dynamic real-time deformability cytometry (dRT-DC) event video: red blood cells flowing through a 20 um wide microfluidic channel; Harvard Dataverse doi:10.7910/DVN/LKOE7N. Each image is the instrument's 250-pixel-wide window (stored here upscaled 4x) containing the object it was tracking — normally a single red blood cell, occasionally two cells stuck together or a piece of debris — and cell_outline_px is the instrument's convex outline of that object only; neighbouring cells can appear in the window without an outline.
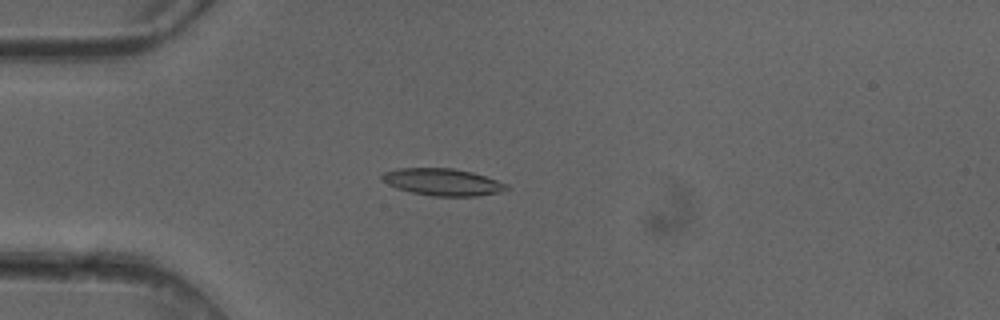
{"species": "common noctule bat (a hibernating species)", "species_latin": "Nyctalus noctula", "temperature_condition": "cold", "stored_images_in_passage": 4, "camera_frame_rate_fps": 3000, "um_per_image_px": 0.085, "animal": {"sex": "female"}, "frame": {"image": 1, "passage_image": 4, "time_ms": 1.0, "image_size_px": [1000, 320], "cell_outline_px": [[508, 188], [504, 192], [476, 196], [432, 196], [412, 192], [396, 188], [380, 180], [380, 176], [384, 172], [396, 168], [452, 168], [472, 172], [508, 184]], "centroid_in_image_um": [37.6, 15.47], "position_along_channel_um": 47.4, "area_um2": 19.71}}